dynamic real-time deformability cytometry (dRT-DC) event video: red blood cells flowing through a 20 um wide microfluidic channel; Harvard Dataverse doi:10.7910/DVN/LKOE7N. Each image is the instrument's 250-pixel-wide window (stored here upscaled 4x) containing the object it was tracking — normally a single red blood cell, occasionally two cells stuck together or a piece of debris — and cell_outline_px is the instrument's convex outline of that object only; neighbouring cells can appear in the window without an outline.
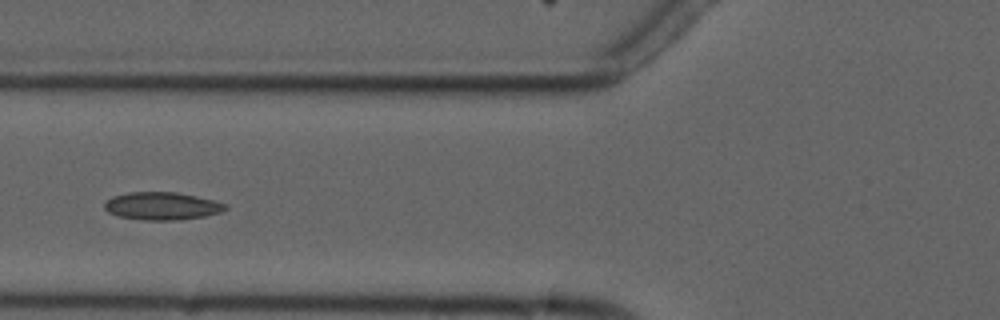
{"species": "common noctule bat (a hibernating species)", "species_latin": "Nyctalus noctula", "temperature_condition": "cold", "stored_images_in_passage": 5, "camera_frame_rate_fps": 3000, "um_per_image_px": 0.085, "animal": {"sex": "male", "forearm_length_mm": 52.5}, "frame": {"image": 1, "passage_image": 5, "time_ms": 4.667, "image_size_px": [1000, 320], "cell_outline_px": [[228, 208], [220, 212], [204, 216], [180, 220], [144, 220], [120, 216], [108, 212], [104, 208], [104, 204], [112, 196], [128, 192], [176, 192], [196, 196], [228, 204]], "centroid_in_image_um": [13.77, 17.51], "position_along_channel_um": 112.0, "area_um2": 19.48}}